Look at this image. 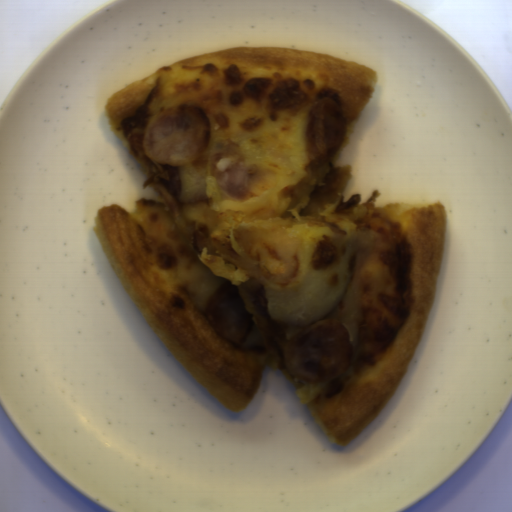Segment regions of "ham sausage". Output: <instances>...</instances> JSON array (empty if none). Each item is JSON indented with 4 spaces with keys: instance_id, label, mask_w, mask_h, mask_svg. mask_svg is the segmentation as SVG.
Wrapping results in <instances>:
<instances>
[{
    "instance_id": "4",
    "label": "ham sausage",
    "mask_w": 512,
    "mask_h": 512,
    "mask_svg": "<svg viewBox=\"0 0 512 512\" xmlns=\"http://www.w3.org/2000/svg\"><path fill=\"white\" fill-rule=\"evenodd\" d=\"M209 324L235 344L243 345L254 329V313H248L235 285L222 282L204 307Z\"/></svg>"
},
{
    "instance_id": "2",
    "label": "ham sausage",
    "mask_w": 512,
    "mask_h": 512,
    "mask_svg": "<svg viewBox=\"0 0 512 512\" xmlns=\"http://www.w3.org/2000/svg\"><path fill=\"white\" fill-rule=\"evenodd\" d=\"M212 119L197 103L172 104L147 121L142 138L144 157L161 166L194 164L209 147Z\"/></svg>"
},
{
    "instance_id": "1",
    "label": "ham sausage",
    "mask_w": 512,
    "mask_h": 512,
    "mask_svg": "<svg viewBox=\"0 0 512 512\" xmlns=\"http://www.w3.org/2000/svg\"><path fill=\"white\" fill-rule=\"evenodd\" d=\"M341 320L322 318L300 327L279 353L285 374L307 385L342 376L352 366L354 343Z\"/></svg>"
},
{
    "instance_id": "3",
    "label": "ham sausage",
    "mask_w": 512,
    "mask_h": 512,
    "mask_svg": "<svg viewBox=\"0 0 512 512\" xmlns=\"http://www.w3.org/2000/svg\"><path fill=\"white\" fill-rule=\"evenodd\" d=\"M347 134V119L340 103L329 96L309 110L305 138L313 158L326 163L341 147Z\"/></svg>"
}]
</instances>
